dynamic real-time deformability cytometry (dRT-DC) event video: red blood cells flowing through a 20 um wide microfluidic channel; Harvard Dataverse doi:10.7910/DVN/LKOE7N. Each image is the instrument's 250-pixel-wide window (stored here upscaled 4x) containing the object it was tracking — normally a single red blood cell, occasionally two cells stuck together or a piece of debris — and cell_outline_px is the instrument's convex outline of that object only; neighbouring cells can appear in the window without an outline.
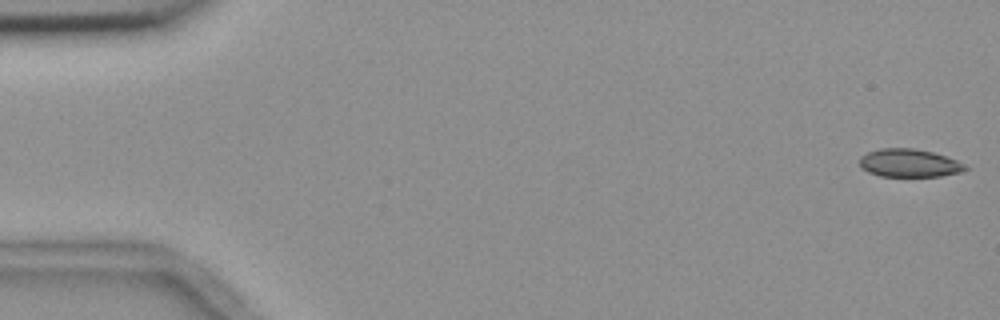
{"species": "common noctule bat (a hibernating species)", "species_latin": "Nyctalus noctula", "temperature_condition": "room temperature", "stored_images_in_passage": 14, "camera_frame_rate_fps": 3000, "um_per_image_px": 0.085, "animal": {"sex": "female", "body_mass_g": 18.4}, "frame": {"image": 1, "passage_image": 1, "time_ms": 0.0, "image_size_px": [1000, 320], "cell_outline_px": [[968, 168], [960, 172], [940, 176], [880, 176], [868, 172], [860, 164], [860, 156], [868, 152], [880, 148], [912, 148], [932, 152], [956, 160], [964, 164]], "centroid_in_image_um": [77.26, 13.86], "position_along_channel_um": 7.7, "area_um2": 17.05}}
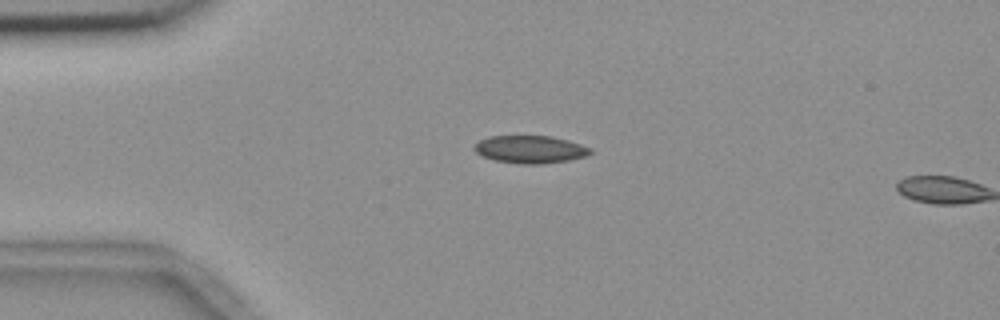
{"frame": {"image": 2, "passage_image": 13, "time_ms": 4.0, "image_size_px": [1000, 320], "cell_outline_px": [[596, 152], [584, 156], [568, 160], [540, 164], [524, 164], [496, 160], [484, 156], [476, 152], [472, 148], [480, 140], [488, 136], [552, 136], [568, 140], [592, 148]], "centroid_in_image_um": [45.1, 12.69], "position_along_channel_um": 39.9, "area_um2": 18.61}}